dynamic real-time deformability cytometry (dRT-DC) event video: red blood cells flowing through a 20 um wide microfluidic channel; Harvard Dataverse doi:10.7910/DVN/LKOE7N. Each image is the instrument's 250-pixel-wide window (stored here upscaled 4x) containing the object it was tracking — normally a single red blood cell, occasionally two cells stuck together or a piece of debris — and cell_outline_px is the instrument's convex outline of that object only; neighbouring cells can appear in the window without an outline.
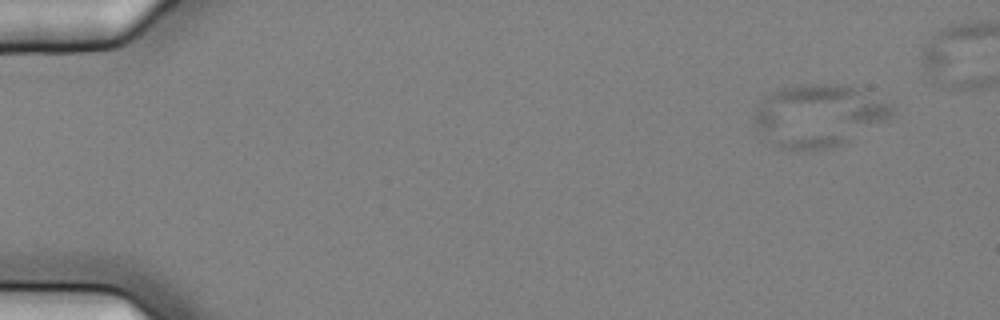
{"species": "common noctule bat (a hibernating species)", "species_latin": "Nyctalus noctula", "temperature_condition": "cold", "stored_images_in_passage": 53, "camera_frame_rate_fps": 3000, "um_per_image_px": 0.085, "animal": {"sex": "female", "body_mass_g": 25.1}, "frame": {"image": 1, "passage_image": 6, "time_ms": 1.667, "image_size_px": [1000, 320], "cell_outline_px": [[896, 108], [892, 116], [888, 120], [848, 144], [832, 148], [808, 152], [776, 148], [752, 124], [752, 116], [764, 96], [780, 88], [800, 84], [840, 84], [852, 88], [892, 104]], "centroid_in_image_um": [69.57, 9.89], "position_along_channel_um": 15.4, "area_um2": 51.15}}
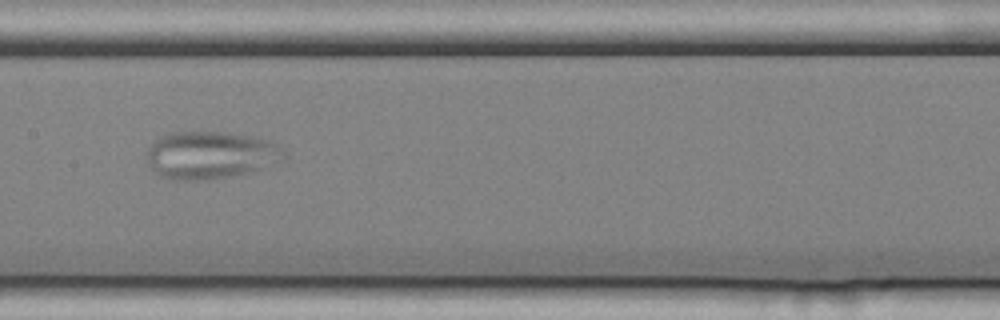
{"frame": {"image": 2, "passage_image": 31, "time_ms": 10.0, "image_size_px": [1000, 320], "cell_outline_px": [[288, 156], [284, 160], [252, 172], [232, 176], [208, 180], [172, 180], [160, 176], [152, 168], [148, 160], [148, 148], [160, 136], [168, 132], [224, 132], [252, 136], [272, 140], [288, 152]], "centroid_in_image_um": [17.97, 13.18], "position_along_channel_um": 189.4, "area_um2": 38.49}}
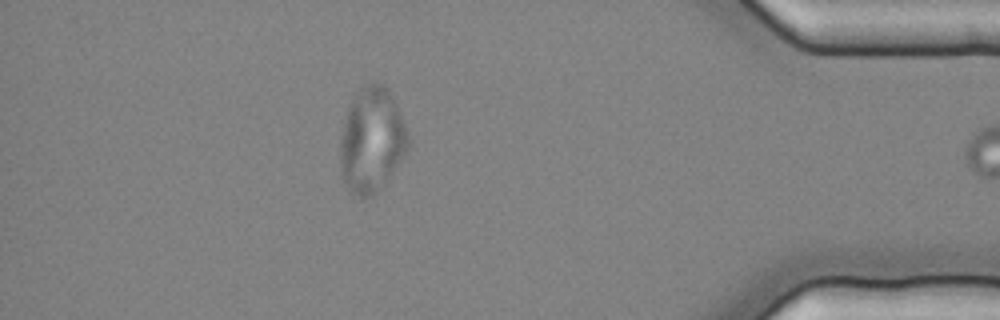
{"frame": {"image": 3, "passage_image": 52, "time_ms": 17.0, "image_size_px": [1000, 320], "cell_outline_px": [[408, 148], [400, 160], [376, 192], [372, 196], [364, 200], [360, 200], [352, 192], [344, 180], [340, 172], [340, 144], [344, 124], [348, 108], [352, 100], [360, 88], [364, 84], [372, 80], [384, 84], [388, 88], [396, 104], [408, 132]], "centroid_in_image_um": [31.58, 11.88], "position_along_channel_um": 403.6, "area_um2": 41.15}}